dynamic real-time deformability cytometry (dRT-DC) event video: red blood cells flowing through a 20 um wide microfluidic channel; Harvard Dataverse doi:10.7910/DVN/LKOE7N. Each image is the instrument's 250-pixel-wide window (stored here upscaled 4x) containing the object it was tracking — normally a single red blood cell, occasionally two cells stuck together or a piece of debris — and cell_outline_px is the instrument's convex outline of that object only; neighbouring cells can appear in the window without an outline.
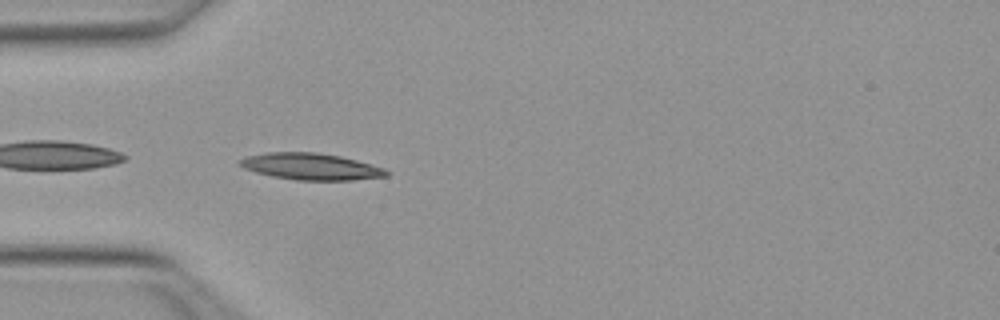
{"species": "Egyptian fruit bat (a non-hibernating species)", "species_latin": "Rousettus aegyptiacus", "temperature_condition": "warm", "stored_images_in_passage": 22, "camera_frame_rate_fps": 3000, "um_per_image_px": 0.085, "animal": {"sex": "female"}, "frame": {"image": 1, "passage_image": 1, "time_ms": 0.0, "image_size_px": [1000, 320], "cell_outline_px": [[388, 176], [352, 180], [296, 180], [272, 176], [256, 172], [244, 168], [236, 164], [240, 160], [248, 156], [268, 152], [316, 152], [340, 156], [356, 160], [384, 168], [388, 172]], "centroid_in_image_um": [26.41, 14.15], "position_along_channel_um": 58.6, "area_um2": 22.6}}
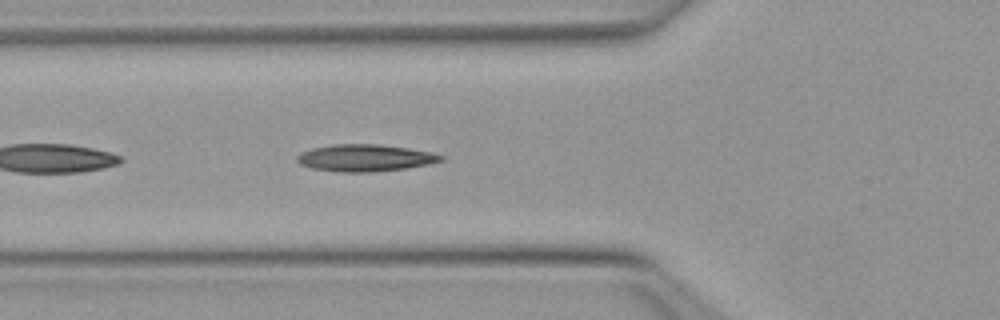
{"frame": {"image": 2, "passage_image": 4, "time_ms": 1.0, "image_size_px": [1000, 320], "cell_outline_px": [[444, 160], [428, 164], [404, 168], [372, 172], [340, 172], [312, 168], [300, 164], [296, 160], [296, 156], [300, 152], [312, 148], [332, 144], [380, 144], [408, 148], [432, 152], [444, 156]], "centroid_in_image_um": [31.01, 13.41], "position_along_channel_um": 94.8, "area_um2": 22.66}}
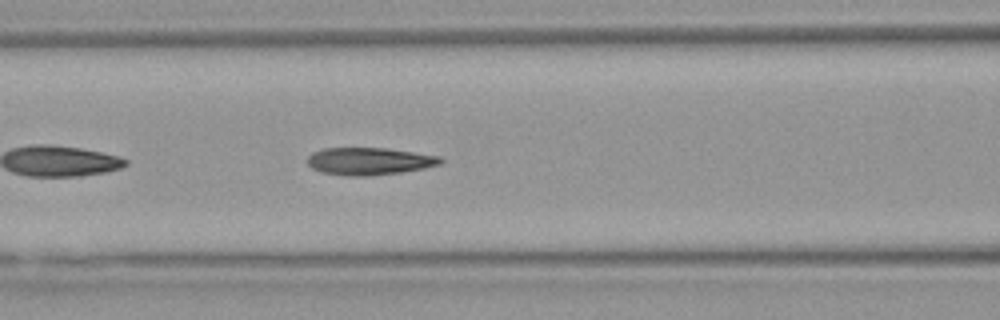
{"frame": {"image": 3, "passage_image": 7, "time_ms": 2.0, "image_size_px": [1000, 320], "cell_outline_px": [[444, 160], [440, 164], [424, 168], [400, 172], [372, 176], [344, 176], [320, 172], [312, 168], [308, 164], [308, 156], [312, 152], [324, 148], [388, 148], [440, 156]], "centroid_in_image_um": [31.37, 13.7], "position_along_channel_um": 135.2, "area_um2": 21.39}}